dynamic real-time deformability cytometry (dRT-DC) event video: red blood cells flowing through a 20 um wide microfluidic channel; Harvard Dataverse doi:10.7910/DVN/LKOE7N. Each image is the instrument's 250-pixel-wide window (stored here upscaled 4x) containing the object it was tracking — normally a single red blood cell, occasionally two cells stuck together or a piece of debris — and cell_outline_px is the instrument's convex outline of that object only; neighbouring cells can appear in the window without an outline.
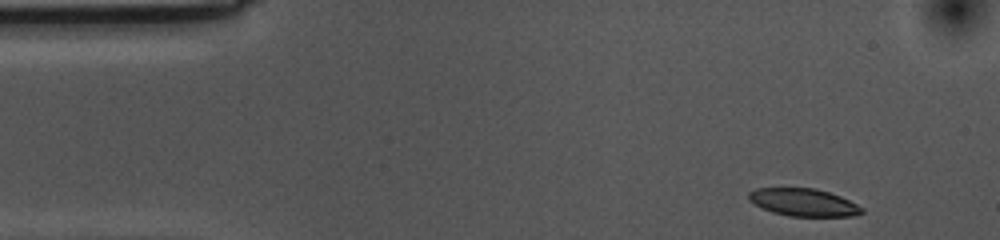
{"species": "common noctule bat (a hibernating species)", "species_latin": "Nyctalus noctula", "temperature_condition": "cold", "stored_images_in_passage": 41, "camera_frame_rate_fps": 3000, "um_per_image_px": 0.085, "animal": {"sex": "female", "body_mass_g": 10.0, "forearm_length_mm": 53.1}, "frame": {"image": 1, "passage_image": 1, "time_ms": 0.0, "image_size_px": [1000, 240], "cell_outline_px": [[864, 212], [856, 216], [788, 216], [772, 212], [748, 200], [748, 192], [756, 188], [816, 188], [840, 196], [864, 208]], "centroid_in_image_um": [68.31, 17.2], "position_along_channel_um": 16.7, "area_um2": 18.15}}
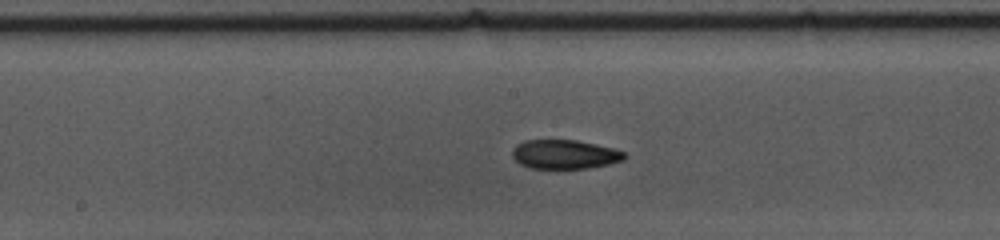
{"frame": {"image": 2, "passage_image": 23, "time_ms": 7.333, "image_size_px": [1000, 240], "cell_outline_px": [[628, 156], [624, 160], [608, 164], [588, 168], [528, 168], [520, 164], [512, 156], [512, 152], [516, 144], [524, 140], [576, 140], [616, 148], [624, 152]], "centroid_in_image_um": [48.02, 13.11], "position_along_channel_um": 200.2, "area_um2": 19.13}}
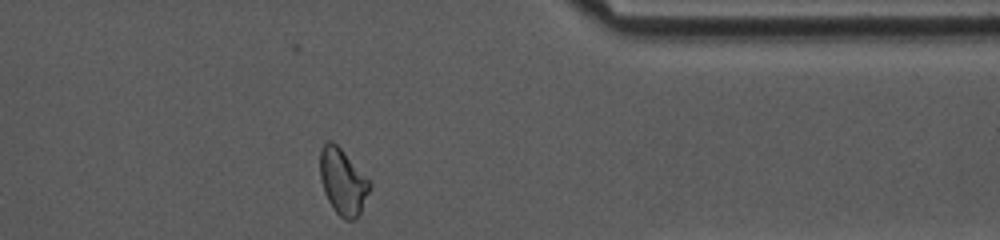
{"frame": {"image": 3, "passage_image": 40, "time_ms": 13.0, "image_size_px": [1000, 240], "cell_outline_px": [[372, 188], [356, 220], [344, 220], [332, 208], [324, 192], [320, 180], [320, 148], [328, 140], [332, 140], [340, 148], [372, 184]], "centroid_in_image_um": [29.13, 15.47], "position_along_channel_um": 382.3, "area_um2": 19.07}, "authors_computed_cell_mechanics": {"area_um2": 19.1318, "velocity_mm_per_s": 3.5193, "shape_relaxation_time_tau1_ms": 10.135, "shape_relaxation_time_tau2_ms": 3.6078, "deformation_change_tau1": 0.1823, "deformation_change_tau2": 0.0906}}